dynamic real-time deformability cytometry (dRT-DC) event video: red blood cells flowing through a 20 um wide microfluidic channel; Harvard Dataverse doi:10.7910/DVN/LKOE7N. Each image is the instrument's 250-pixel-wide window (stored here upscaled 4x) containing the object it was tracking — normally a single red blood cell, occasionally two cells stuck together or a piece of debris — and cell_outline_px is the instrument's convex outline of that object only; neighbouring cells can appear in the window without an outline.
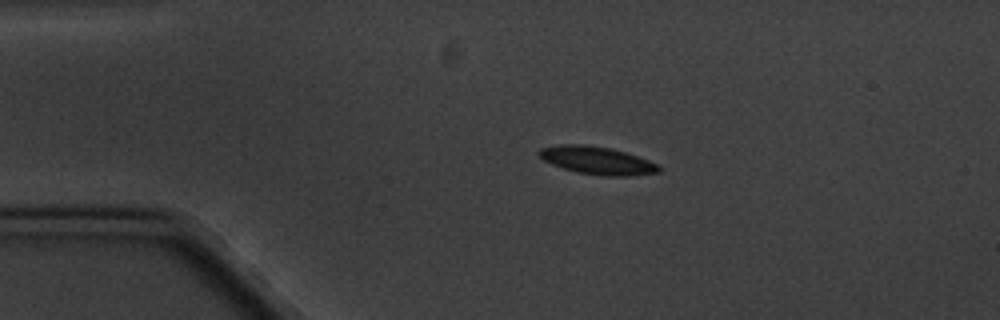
{"species": "common noctule bat (a hibernating species)", "species_latin": "Nyctalus noctula", "temperature_condition": "cold", "stored_images_in_passage": 4, "camera_frame_rate_fps": 3000, "um_per_image_px": 0.085, "animal": {"sex": "male", "body_mass_g": 20.1, "forearm_length_mm": 53.5}, "frame": {"image": 1, "passage_image": 3, "time_ms": 2.333, "image_size_px": [1000, 320], "cell_outline_px": [[664, 168], [660, 172], [632, 176], [604, 176], [580, 172], [564, 168], [552, 164], [544, 160], [536, 152], [540, 148], [560, 144], [580, 144], [612, 148], [660, 164]], "centroid_in_image_um": [50.81, 13.64], "position_along_channel_um": 34.2, "area_um2": 19.42}}